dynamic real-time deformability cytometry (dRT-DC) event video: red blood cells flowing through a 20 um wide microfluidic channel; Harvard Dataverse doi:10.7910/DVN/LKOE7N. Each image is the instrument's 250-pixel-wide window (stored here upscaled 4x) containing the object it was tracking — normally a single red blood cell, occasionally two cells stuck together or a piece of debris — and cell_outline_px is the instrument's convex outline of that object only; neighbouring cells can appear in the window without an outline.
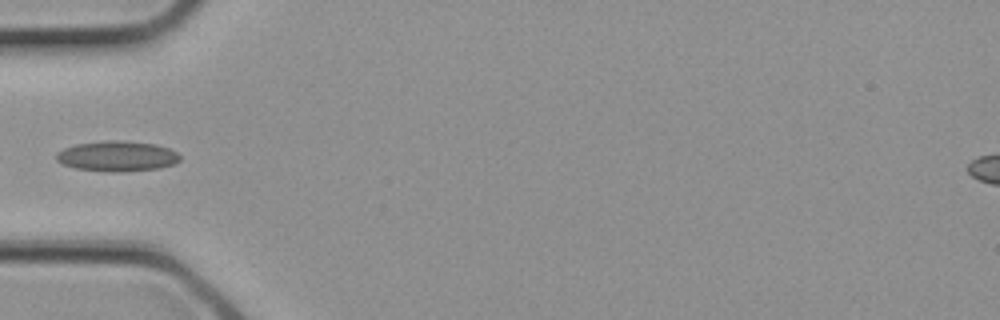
{"species": "common noctule bat (a hibernating species)", "species_latin": "Nyctalus noctula", "temperature_condition": "cold", "stored_images_in_passage": 1, "camera_frame_rate_fps": 3000, "um_per_image_px": 0.085, "animal": {"sex": "female", "body_mass_g": 21.9}, "frame": {"image": 1, "passage_image": 1, "time_ms": 0.0, "image_size_px": [1000, 320], "cell_outline_px": [[180, 160], [176, 164], [160, 168], [120, 172], [116, 172], [76, 168], [64, 164], [56, 160], [56, 152], [64, 148], [76, 144], [104, 140], [120, 140], [156, 144], [168, 148], [176, 152], [180, 156]], "centroid_in_image_um": [9.98, 13.26], "position_along_channel_um": 75.0, "area_um2": 21.91}}